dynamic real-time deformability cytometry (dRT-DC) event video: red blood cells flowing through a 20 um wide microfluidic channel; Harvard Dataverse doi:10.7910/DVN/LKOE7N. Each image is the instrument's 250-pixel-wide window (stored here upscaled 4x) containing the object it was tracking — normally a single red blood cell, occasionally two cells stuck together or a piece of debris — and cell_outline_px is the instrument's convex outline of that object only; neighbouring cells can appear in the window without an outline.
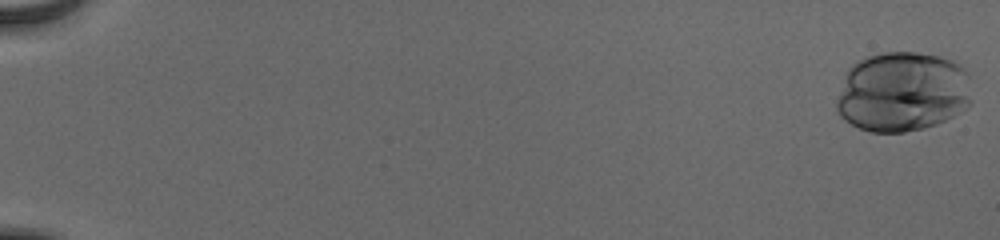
{"species": "human", "species_latin": "Homo sapiens", "temperature_condition": "cold", "stored_images_in_passage": 55, "camera_frame_rate_fps": 3000, "um_per_image_px": 0.085, "donor": {"sex": "male"}, "frame": {"image": 1, "passage_image": 1, "time_ms": 0.0, "image_size_px": [1000, 240], "cell_outline_px": [[972, 104], [952, 116], [936, 124], [924, 128], [904, 132], [872, 132], [860, 128], [844, 120], [836, 112], [836, 100], [848, 68], [856, 60], [868, 56], [884, 52], [916, 52], [940, 56], [952, 60], [960, 64], [968, 72], [972, 100]], "centroid_in_image_um": [76.72, 7.79], "position_along_channel_um": 8.3, "area_um2": 63.64}}
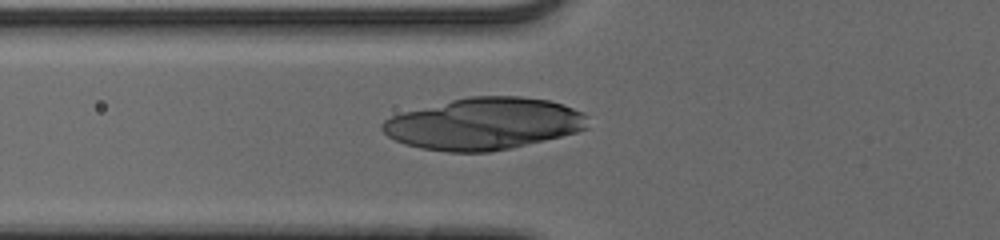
{"frame": {"image": 2, "passage_image": 23, "time_ms": 7.333, "image_size_px": [1000, 240], "cell_outline_px": [[588, 128], [576, 132], [512, 148], [488, 152], [448, 152], [420, 148], [404, 144], [388, 136], [380, 128], [380, 124], [384, 120], [392, 116], [404, 112], [468, 96], [520, 96], [548, 100], [564, 104], [584, 112], [588, 116]], "centroid_in_image_um": [41.16, 10.52], "position_along_channel_um": 84.6, "area_um2": 62.08}}
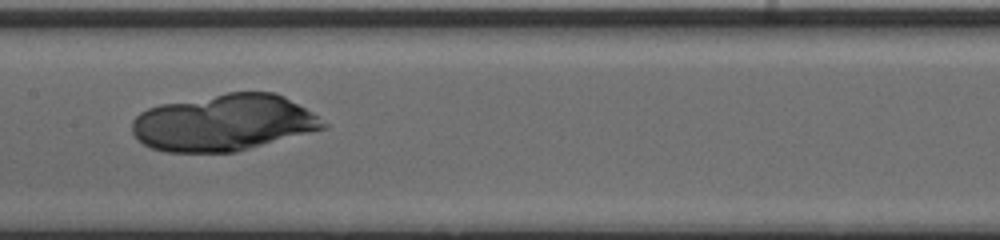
{"frame": {"image": 3, "passage_image": 31, "time_ms": 10.0, "image_size_px": [1000, 240], "cell_outline_px": [[328, 128], [236, 152], [164, 152], [152, 148], [144, 144], [132, 132], [132, 120], [140, 112], [148, 108], [160, 104], [228, 92], [276, 92], [284, 96], [312, 112], [328, 124]], "centroid_in_image_um": [19.04, 10.43], "position_along_channel_um": 188.4, "area_um2": 63.12}}